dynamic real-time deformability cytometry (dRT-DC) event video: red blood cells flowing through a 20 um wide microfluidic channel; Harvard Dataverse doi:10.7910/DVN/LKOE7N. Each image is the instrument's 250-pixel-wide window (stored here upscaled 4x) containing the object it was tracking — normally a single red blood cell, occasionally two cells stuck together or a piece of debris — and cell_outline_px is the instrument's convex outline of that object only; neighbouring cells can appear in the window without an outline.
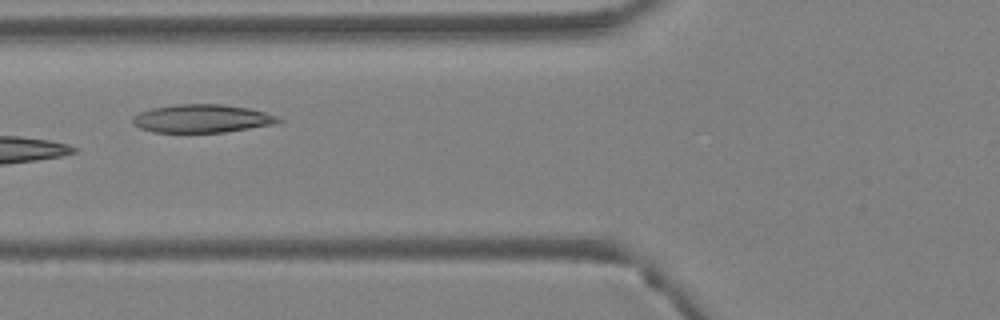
{"species": "Egyptian fruit bat (a non-hibernating species)", "species_latin": "Rousettus aegyptiacus", "temperature_condition": "warm", "stored_images_in_passage": 5, "camera_frame_rate_fps": 3000, "um_per_image_px": 0.085, "animal": {"sex": "female"}, "frame": {"image": 1, "passage_image": 5, "time_ms": 1.333, "image_size_px": [1000, 320], "cell_outline_px": [[284, 120], [272, 124], [224, 132], [152, 132], [140, 128], [132, 124], [132, 120], [140, 112], [152, 108], [176, 104], [224, 104], [248, 108], [264, 112], [276, 116]], "centroid_in_image_um": [17.14, 10.07], "position_along_channel_um": 108.7, "area_um2": 23.7}}